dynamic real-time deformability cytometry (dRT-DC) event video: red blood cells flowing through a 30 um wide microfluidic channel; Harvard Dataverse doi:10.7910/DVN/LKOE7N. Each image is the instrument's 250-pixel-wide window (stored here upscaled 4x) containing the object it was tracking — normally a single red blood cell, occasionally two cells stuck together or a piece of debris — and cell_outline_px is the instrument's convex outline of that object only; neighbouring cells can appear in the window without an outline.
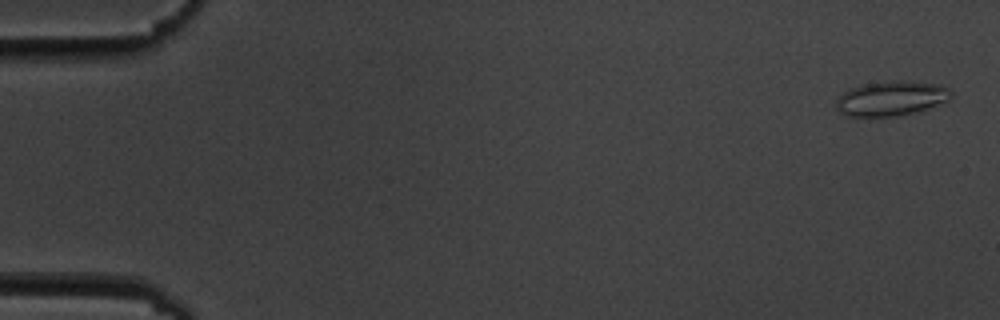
{"species": "common noctule bat (a hibernating species)", "species_latin": "Nyctalus noctula", "temperature_condition": "cold", "stored_images_in_passage": 15, "camera_frame_rate_fps": 3000, "um_per_image_px": 0.085, "animal": {"sex": "male", "body_mass_g": 19.5, "forearm_length_mm": 54.6}, "frame": {"image": 1, "passage_image": 1, "time_ms": 0.0, "image_size_px": [1000, 320], "cell_outline_px": [[952, 96], [948, 100], [928, 108], [896, 116], [848, 116], [840, 112], [836, 108], [836, 100], [844, 92], [852, 88], [864, 84], [896, 80], [900, 80], [936, 84], [948, 88], [952, 92]], "centroid_in_image_um": [75.75, 8.36], "position_along_channel_um": 9.3, "area_um2": 22.89}}
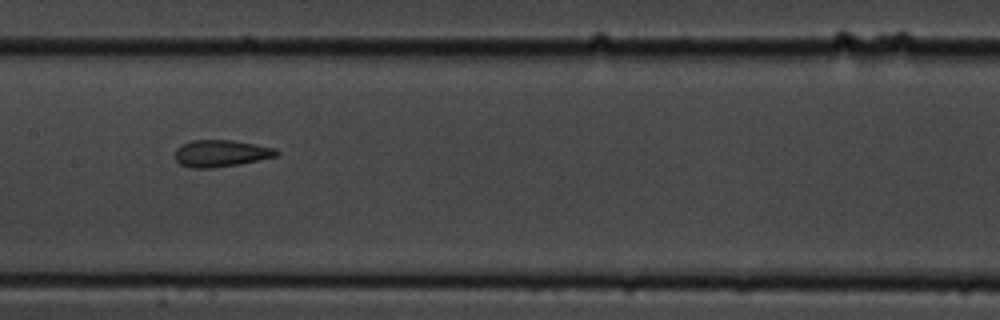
{"frame": {"image": 2, "passage_image": 8, "time_ms": 9.0, "image_size_px": [1000, 320], "cell_outline_px": [[280, 152], [276, 156], [240, 164], [212, 168], [192, 168], [180, 164], [176, 160], [176, 148], [192, 140], [232, 140], [256, 144], [276, 148]], "centroid_in_image_um": [18.8, 13.03], "position_along_channel_um": 188.6, "area_um2": 15.84}}
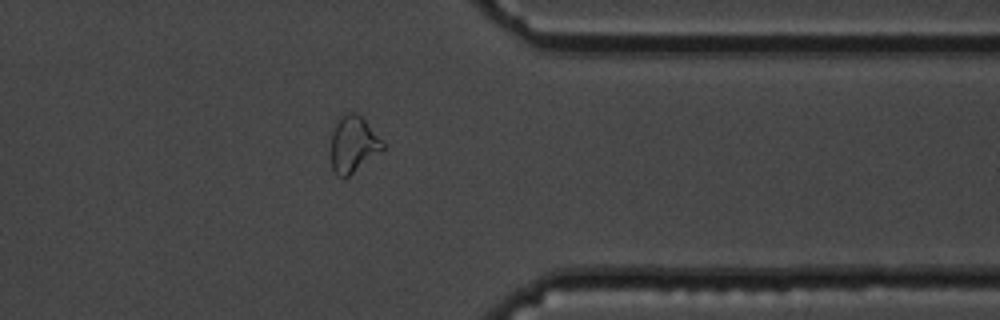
{"frame": {"image": 3, "passage_image": 13, "time_ms": 14.667, "image_size_px": [1000, 320], "cell_outline_px": [[384, 148], [380, 152], [344, 180], [336, 176], [332, 168], [328, 152], [332, 132], [340, 116], [344, 112], [356, 112], [364, 120], [384, 144]], "centroid_in_image_um": [29.94, 12.31], "position_along_channel_um": 381.5, "area_um2": 17.34}, "authors_computed_cell_mechanics": {"area_um2": 16.5886, "velocity_mm_per_s": 3.5442, "shape_relaxation_time_tau1_ms": 4.9306, "shape_relaxation_time_tau2_ms": 1.5961, "deformation_change_tau1": 0.112, "deformation_change_tau2": 0.0579}}